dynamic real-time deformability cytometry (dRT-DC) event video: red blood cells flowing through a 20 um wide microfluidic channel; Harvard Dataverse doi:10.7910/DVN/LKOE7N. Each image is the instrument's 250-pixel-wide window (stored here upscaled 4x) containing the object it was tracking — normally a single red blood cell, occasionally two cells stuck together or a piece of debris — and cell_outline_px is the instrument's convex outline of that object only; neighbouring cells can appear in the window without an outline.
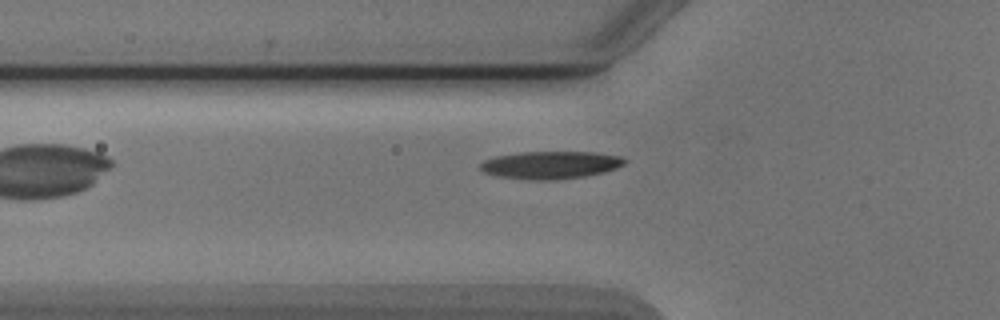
{"species": "Egyptian fruit bat (a non-hibernating species)", "species_latin": "Rousettus aegyptiacus", "temperature_condition": "cold", "stored_images_in_passage": 4, "camera_frame_rate_fps": 3000, "um_per_image_px": 0.085, "animal": {"sex": "male"}, "frame": {"image": 1, "passage_image": 4, "time_ms": 3.667, "image_size_px": [1000, 320], "cell_outline_px": [[628, 160], [624, 164], [616, 168], [604, 172], [584, 176], [552, 180], [528, 180], [500, 176], [484, 172], [480, 168], [480, 164], [484, 160], [496, 156], [520, 152], [592, 152], [620, 156]], "centroid_in_image_um": [46.8, 14.02], "position_along_channel_um": 79.0, "area_um2": 23.12}}